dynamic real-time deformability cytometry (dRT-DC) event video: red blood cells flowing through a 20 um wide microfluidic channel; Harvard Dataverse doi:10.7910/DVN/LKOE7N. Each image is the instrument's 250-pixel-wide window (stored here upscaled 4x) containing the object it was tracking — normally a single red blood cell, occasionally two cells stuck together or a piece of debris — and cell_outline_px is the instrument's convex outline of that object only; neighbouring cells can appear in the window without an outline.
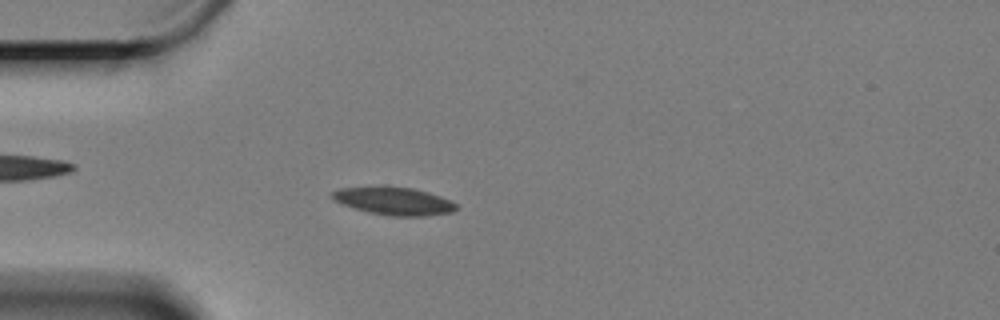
{"species": "Egyptian fruit bat (a non-hibernating species)", "species_latin": "Rousettus aegyptiacus", "temperature_condition": "cold", "stored_images_in_passage": 61, "camera_frame_rate_fps": 3000, "um_per_image_px": 0.085, "animal": {"sex": "female"}, "frame": {"image": 1, "passage_image": 17, "time_ms": 5.333, "image_size_px": [1000, 320], "cell_outline_px": [[456, 208], [452, 212], [428, 216], [392, 216], [368, 212], [352, 208], [332, 200], [332, 192], [340, 188], [412, 188], [428, 192], [440, 196], [456, 204]], "centroid_in_image_um": [33.48, 17.12], "position_along_channel_um": 51.5, "area_um2": 19.54}}
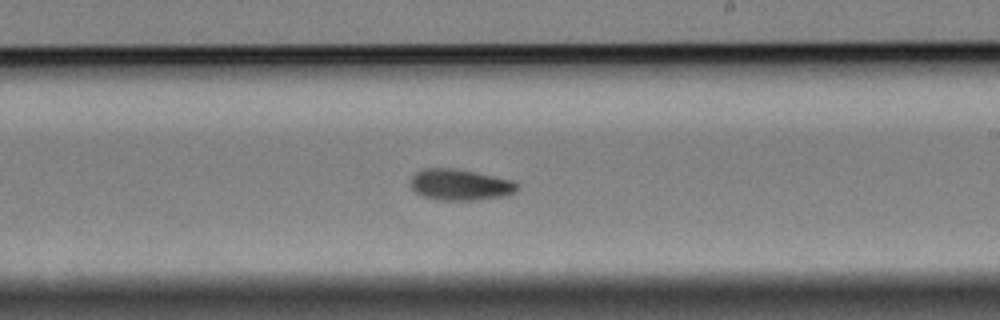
{"frame": {"image": 2, "passage_image": 36, "time_ms": 11.667, "image_size_px": [1000, 320], "cell_outline_px": [[520, 188], [516, 192], [508, 196], [476, 200], [436, 200], [420, 196], [412, 188], [412, 176], [416, 172], [424, 168], [456, 168], [476, 172], [512, 180], [520, 184]], "centroid_in_image_um": [39.16, 15.71], "position_along_channel_um": 249.8, "area_um2": 19.71}}
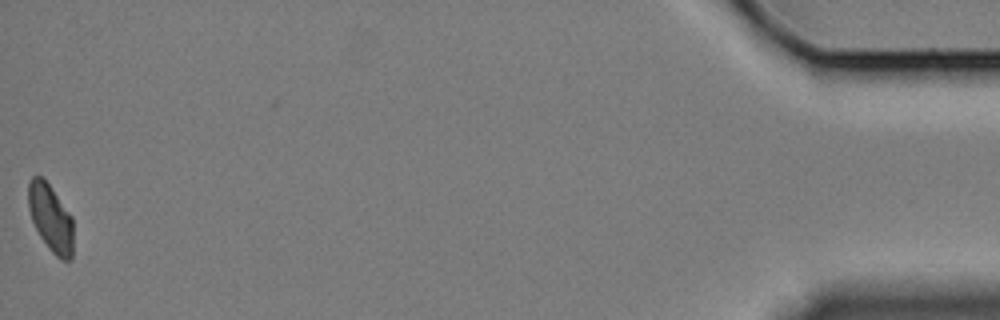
{"frame": {"image": 3, "passage_image": 61, "time_ms": 20.0, "image_size_px": [1000, 320], "cell_outline_px": [[72, 260], [60, 260], [48, 248], [40, 236], [32, 220], [28, 208], [28, 184], [32, 176], [40, 176], [48, 184], [72, 216]], "centroid_in_image_um": [4.3, 18.55], "position_along_channel_um": 430.9, "area_um2": 17.46}, "authors_computed_cell_mechanics": {"area_um2": 19.074, "velocity_mm_per_s": 3.2847, "shape_relaxation_time_tau1_ms": null, "shape_relaxation_time_tau2_ms": 9.2603, "deformation_change_tau1": null, "deformation_change_tau2": 0.1241}}